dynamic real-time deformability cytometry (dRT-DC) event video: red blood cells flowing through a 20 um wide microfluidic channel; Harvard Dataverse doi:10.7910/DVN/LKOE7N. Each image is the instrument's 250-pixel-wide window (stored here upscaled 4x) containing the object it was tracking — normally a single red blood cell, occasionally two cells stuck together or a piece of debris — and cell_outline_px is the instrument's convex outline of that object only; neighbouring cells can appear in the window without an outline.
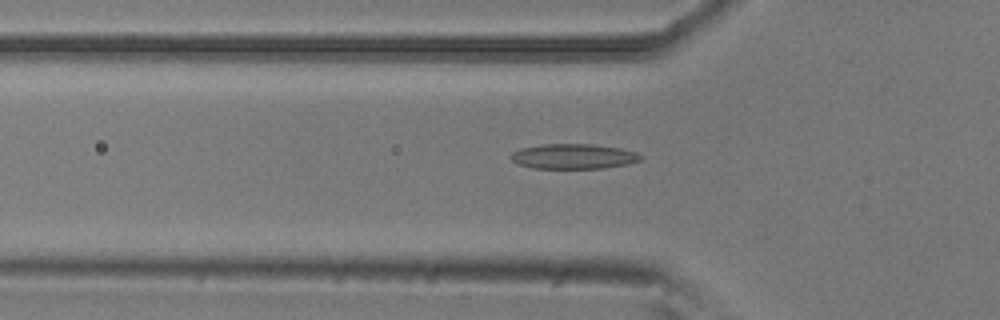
{"species": "common noctule bat (a hibernating species)", "species_latin": "Nyctalus noctula", "temperature_condition": "room temperature", "stored_images_in_passage": 52, "camera_frame_rate_fps": 3000, "um_per_image_px": 0.085, "animal": {"sex": "male", "body_mass_g": 20.5, "forearm_length_mm": 52.5}, "frame": {"image": 1, "passage_image": 17, "time_ms": 5.333, "image_size_px": [1000, 320], "cell_outline_px": [[644, 156], [640, 160], [628, 164], [604, 168], [532, 168], [520, 164], [512, 160], [508, 156], [512, 152], [520, 148], [540, 144], [592, 144], [620, 148], [636, 152]], "centroid_in_image_um": [48.74, 13.28], "position_along_channel_um": 77.1, "area_um2": 19.02}}
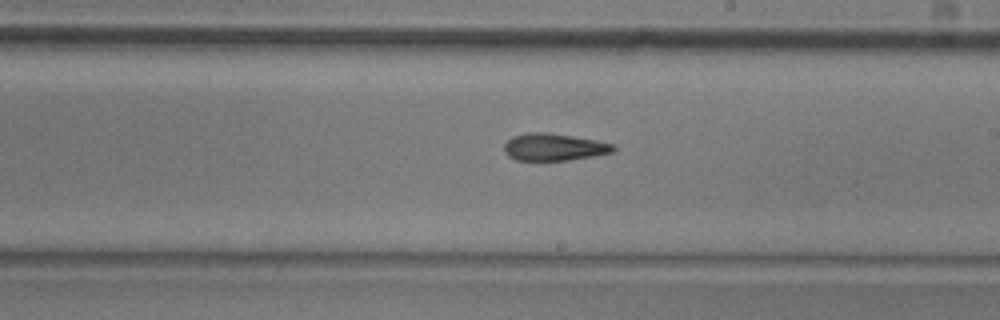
{"frame": {"image": 2, "passage_image": 30, "time_ms": 9.667, "image_size_px": [1000, 320], "cell_outline_px": [[616, 148], [612, 152], [592, 156], [568, 160], [540, 164], [516, 160], [508, 156], [504, 152], [504, 144], [512, 136], [528, 132], [544, 132], [572, 136], [596, 140], [612, 144]], "centroid_in_image_um": [47.0, 12.55], "position_along_channel_um": 242.0, "area_um2": 17.92}}
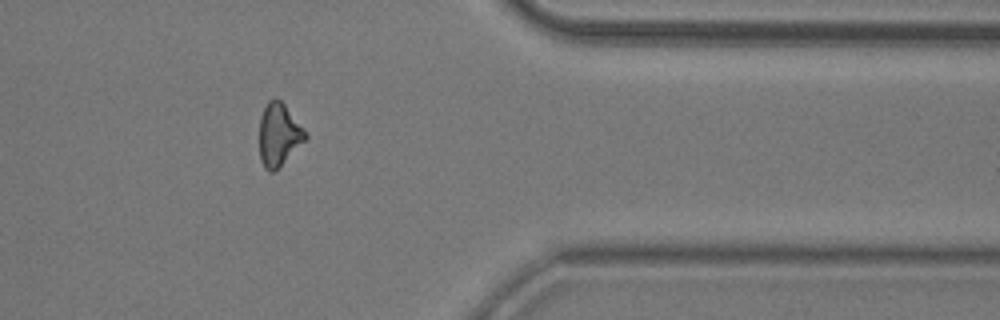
{"frame": {"image": 3, "passage_image": 43, "time_ms": 14.0, "image_size_px": [1000, 320], "cell_outline_px": [[308, 140], [272, 172], [268, 172], [264, 168], [260, 160], [260, 116], [268, 100], [280, 100], [284, 104], [308, 136]], "centroid_in_image_um": [23.7, 11.48], "position_along_channel_um": 387.7, "area_um2": 16.53}, "authors_computed_cell_mechanics": {"area_um2": 17.6868, "velocity_mm_per_s": 3.7712, "shape_relaxation_time_tau1_ms": 6.4099, "shape_relaxation_time_tau2_ms": 4.1246, "deformation_change_tau1": 0.147, "deformation_change_tau2": 0.1259}}